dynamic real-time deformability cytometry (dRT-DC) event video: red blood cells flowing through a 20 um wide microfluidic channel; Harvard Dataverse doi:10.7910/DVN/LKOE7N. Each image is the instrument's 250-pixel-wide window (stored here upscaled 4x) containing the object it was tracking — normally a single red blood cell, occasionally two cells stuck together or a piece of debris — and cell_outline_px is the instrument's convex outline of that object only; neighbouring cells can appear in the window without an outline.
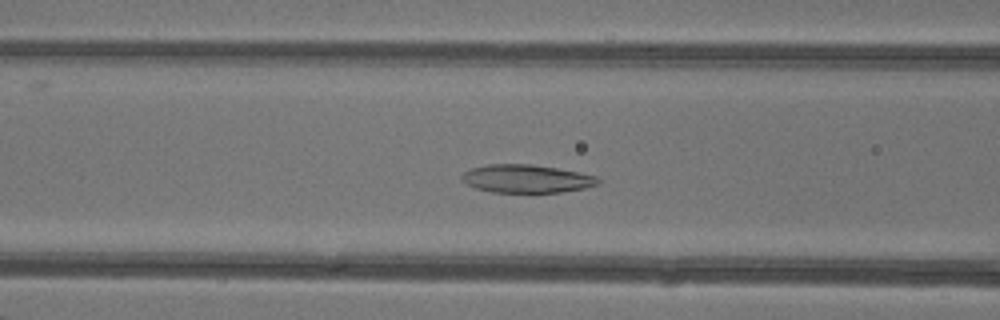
{"species": "common noctule bat (a hibernating species)", "species_latin": "Nyctalus noctula", "temperature_condition": "warm", "stored_images_in_passage": 46, "camera_frame_rate_fps": 3000, "um_per_image_px": 0.085, "animal": {"sex": "female"}, "frame": {"image": 1, "passage_image": 17, "time_ms": 5.333, "image_size_px": [1000, 320], "cell_outline_px": [[600, 184], [584, 188], [560, 192], [492, 192], [476, 188], [460, 180], [460, 176], [464, 172], [472, 168], [488, 164], [532, 164], [580, 172], [596, 176], [600, 180]], "centroid_in_image_um": [44.75, 15.18], "position_along_channel_um": 121.8, "area_um2": 22.31}}
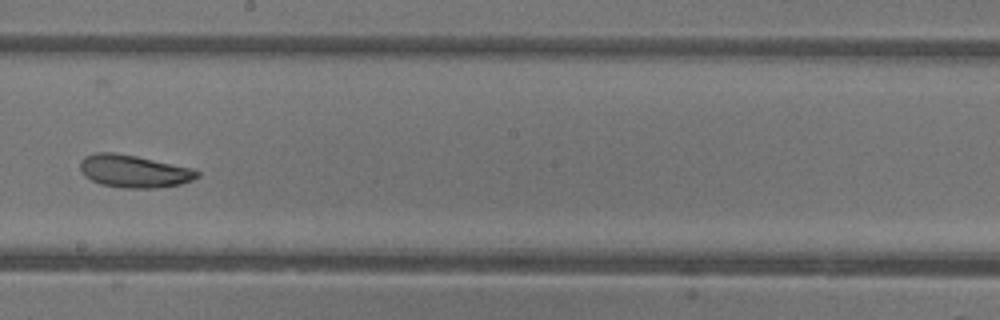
{"frame": {"image": 2, "passage_image": 25, "time_ms": 8.0, "image_size_px": [1000, 320], "cell_outline_px": [[200, 176], [192, 180], [180, 184], [156, 188], [120, 188], [100, 184], [84, 176], [80, 172], [80, 164], [84, 156], [96, 152], [112, 152], [136, 156], [192, 168], [200, 172]], "centroid_in_image_um": [11.36, 14.56], "position_along_channel_um": 236.8, "area_um2": 22.31}}
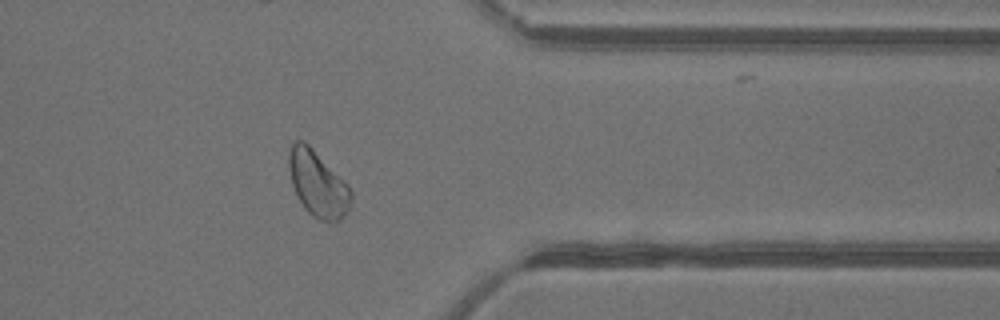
{"frame": {"image": 3, "passage_image": 36, "time_ms": 11.667, "image_size_px": [1000, 320], "cell_outline_px": [[352, 200], [344, 216], [340, 220], [320, 220], [312, 216], [304, 208], [296, 196], [292, 184], [288, 168], [288, 152], [292, 144], [296, 140], [304, 140], [348, 184], [352, 192]], "centroid_in_image_um": [26.99, 15.61], "position_along_channel_um": 384.4, "area_um2": 23.81}, "authors_computed_cell_mechanics": {"area_um2": 24.1604, "velocity_mm_per_s": 4.3155, "shape_relaxation_time_tau1_ms": null, "shape_relaxation_time_tau2_ms": 2.2767, "deformation_change_tau1": null, "deformation_change_tau2": 0.0819}}